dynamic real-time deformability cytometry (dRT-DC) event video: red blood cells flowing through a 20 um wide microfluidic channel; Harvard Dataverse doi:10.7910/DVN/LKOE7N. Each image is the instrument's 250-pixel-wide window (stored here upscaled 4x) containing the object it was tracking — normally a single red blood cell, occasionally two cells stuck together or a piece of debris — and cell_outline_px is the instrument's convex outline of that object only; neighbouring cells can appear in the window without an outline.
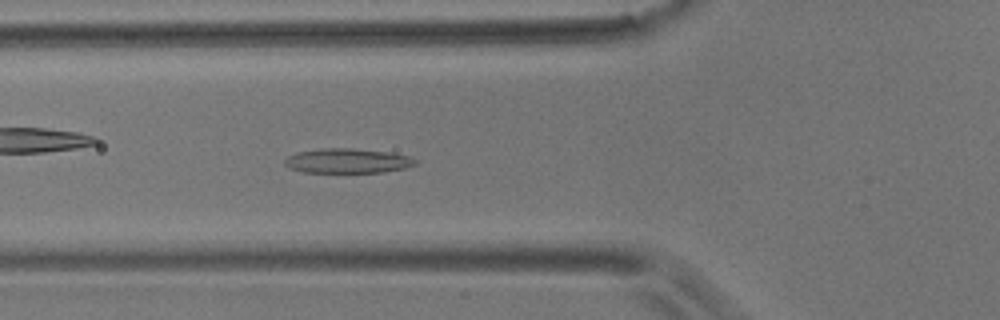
{"species": "common noctule bat (a hibernating species)", "species_latin": "Nyctalus noctula", "temperature_condition": "room temperature", "stored_images_in_passage": 55, "camera_frame_rate_fps": 3000, "um_per_image_px": 0.085, "animal": {"sex": "male", "body_mass_g": 17.9}, "frame": {"image": 1, "passage_image": 20, "time_ms": 6.333, "image_size_px": [1000, 320], "cell_outline_px": [[420, 160], [416, 164], [404, 168], [384, 172], [304, 172], [288, 168], [284, 164], [284, 160], [288, 156], [296, 152], [320, 148], [352, 148], [388, 152], [408, 156]], "centroid_in_image_um": [29.52, 13.66], "position_along_channel_um": 96.3, "area_um2": 18.84}}
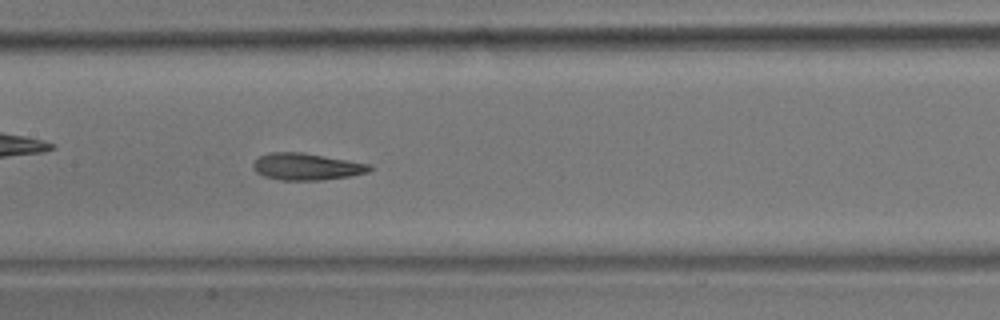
{"frame": {"image": 2, "passage_image": 27, "time_ms": 8.667, "image_size_px": [1000, 320], "cell_outline_px": [[372, 168], [368, 172], [348, 176], [324, 180], [280, 180], [264, 176], [256, 172], [252, 168], [252, 164], [260, 156], [268, 152], [304, 152], [372, 164]], "centroid_in_image_um": [26.05, 14.15], "position_along_channel_um": 181.3, "area_um2": 18.38}}
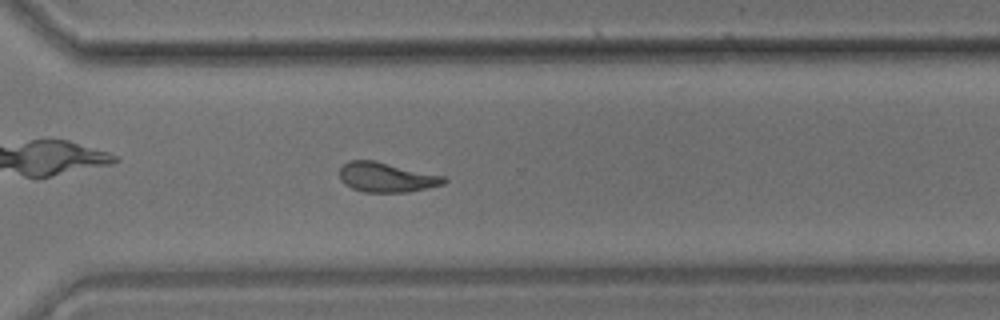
{"frame": {"image": 3, "passage_image": 40, "time_ms": 13.0, "image_size_px": [1000, 320], "cell_outline_px": [[448, 180], [444, 184], [428, 188], [408, 192], [364, 192], [352, 188], [344, 184], [340, 180], [340, 168], [348, 160], [372, 160], [444, 176]], "centroid_in_image_um": [32.84, 15.08], "position_along_channel_um": 337.8, "area_um2": 17.98}, "authors_computed_cell_mechanics": {"area_um2": 18.4382, "velocity_mm_per_s": 3.62, "shape_relaxation_time_tau1_ms": 10.8933, "shape_relaxation_time_tau2_ms": 2.9864, "deformation_change_tau1": 0.2405, "deformation_change_tau2": 0.103}}